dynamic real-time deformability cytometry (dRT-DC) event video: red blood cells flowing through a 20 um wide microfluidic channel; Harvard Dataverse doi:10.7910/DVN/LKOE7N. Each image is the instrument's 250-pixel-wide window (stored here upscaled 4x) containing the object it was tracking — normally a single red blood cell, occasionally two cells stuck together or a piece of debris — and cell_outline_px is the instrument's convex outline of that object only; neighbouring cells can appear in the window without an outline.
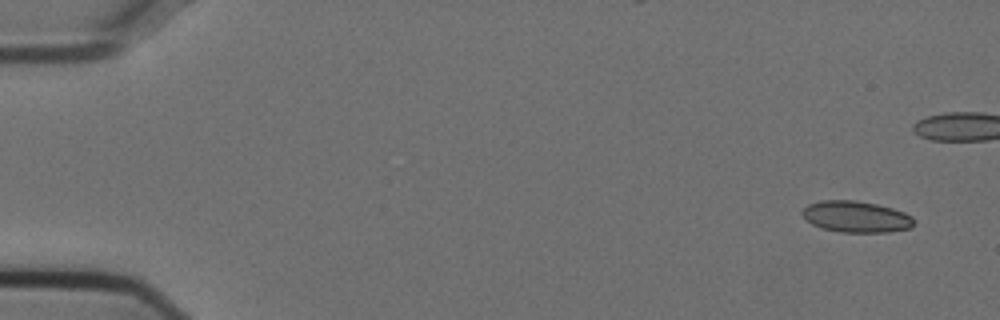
{"species": "Egyptian fruit bat (a non-hibernating species)", "species_latin": "Rousettus aegyptiacus", "temperature_condition": "cold", "stored_images_in_passage": 18, "camera_frame_rate_fps": 3000, "um_per_image_px": 0.085, "animal": {"sex": "female"}, "frame": {"image": 1, "passage_image": 1, "time_ms": 0.0, "image_size_px": [1000, 320], "cell_outline_px": [[912, 228], [888, 232], [840, 232], [820, 228], [812, 224], [800, 212], [808, 204], [820, 200], [856, 200], [876, 204], [892, 208], [904, 212], [912, 216]], "centroid_in_image_um": [72.75, 18.42], "position_along_channel_um": 12.3, "area_um2": 20.4}}
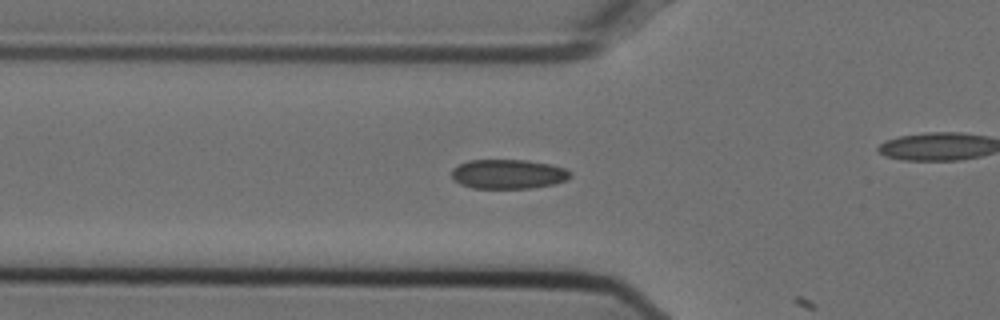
{"frame": {"image": 2, "passage_image": 17, "time_ms": 5.333, "image_size_px": [1000, 320], "cell_outline_px": [[572, 176], [556, 184], [532, 188], [472, 188], [460, 184], [452, 176], [452, 168], [468, 160], [524, 160], [548, 164], [564, 168], [572, 172]], "centroid_in_image_um": [43.2, 14.8], "position_along_channel_um": 82.6, "area_um2": 20.29}}